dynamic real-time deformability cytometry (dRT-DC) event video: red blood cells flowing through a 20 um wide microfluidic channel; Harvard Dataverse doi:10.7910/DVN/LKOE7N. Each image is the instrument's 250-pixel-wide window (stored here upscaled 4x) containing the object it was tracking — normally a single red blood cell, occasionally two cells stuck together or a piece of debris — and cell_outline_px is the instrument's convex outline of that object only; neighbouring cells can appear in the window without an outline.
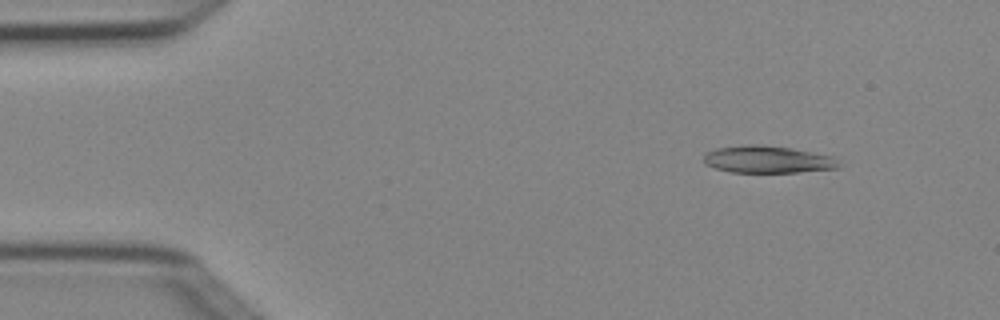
{"species": "Egyptian fruit bat (a non-hibernating species)", "species_latin": "Rousettus aegyptiacus", "temperature_condition": "cold", "stored_images_in_passage": 3, "camera_frame_rate_fps": 3000, "um_per_image_px": 0.085, "animal": {"sex": "female"}, "frame": {"image": 1, "passage_image": 2, "time_ms": 0.333, "image_size_px": [1000, 320], "cell_outline_px": [[836, 168], [800, 172], [728, 172], [704, 164], [704, 156], [708, 152], [716, 148], [752, 144], [760, 144], [792, 148], [832, 156], [836, 160]], "centroid_in_image_um": [65.2, 13.55], "position_along_channel_um": 19.8, "area_um2": 21.15}}